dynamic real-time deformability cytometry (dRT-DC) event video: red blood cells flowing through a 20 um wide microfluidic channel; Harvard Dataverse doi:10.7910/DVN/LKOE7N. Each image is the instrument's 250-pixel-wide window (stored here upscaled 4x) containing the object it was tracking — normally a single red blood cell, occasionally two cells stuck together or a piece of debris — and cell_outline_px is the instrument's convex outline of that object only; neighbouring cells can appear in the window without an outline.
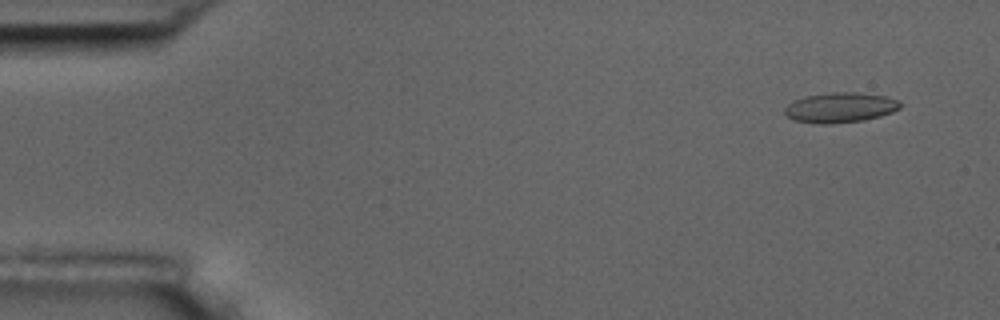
{"species": "common noctule bat (a hibernating species)", "species_latin": "Nyctalus noctula", "temperature_condition": "room temperature", "stored_images_in_passage": 4, "camera_frame_rate_fps": 3000, "um_per_image_px": 0.085, "animal": {"sex": "male", "body_mass_g": 17.5, "forearm_length_mm": 52.3}, "frame": {"image": 1, "passage_image": 1, "time_ms": 0.0, "image_size_px": [1000, 320], "cell_outline_px": [[900, 108], [892, 112], [880, 116], [864, 120], [832, 124], [816, 124], [792, 120], [784, 112], [784, 108], [788, 104], [804, 96], [832, 92], [856, 92], [884, 96], [900, 100]], "centroid_in_image_um": [71.4, 9.15], "position_along_channel_um": 13.6, "area_um2": 20.35}}
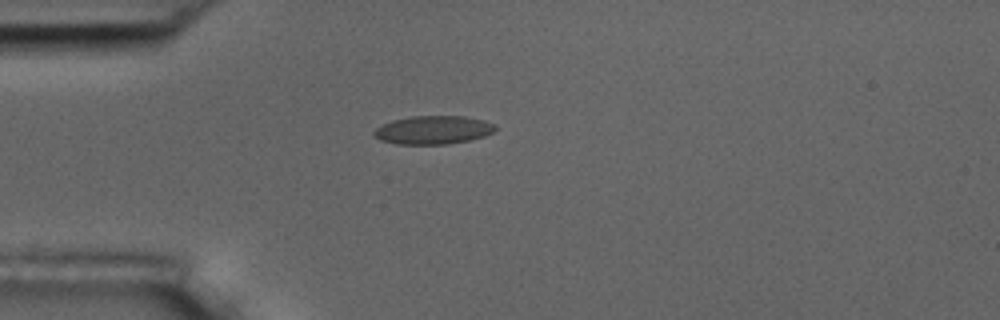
{"frame": {"image": 2, "passage_image": 4, "time_ms": 3.667, "image_size_px": [1000, 320], "cell_outline_px": [[496, 128], [492, 132], [484, 136], [468, 140], [448, 144], [396, 144], [380, 140], [372, 136], [372, 132], [376, 128], [392, 120], [412, 116], [464, 116], [484, 120], [496, 124]], "centroid_in_image_um": [36.8, 11.05], "position_along_channel_um": 48.2, "area_um2": 20.11}}